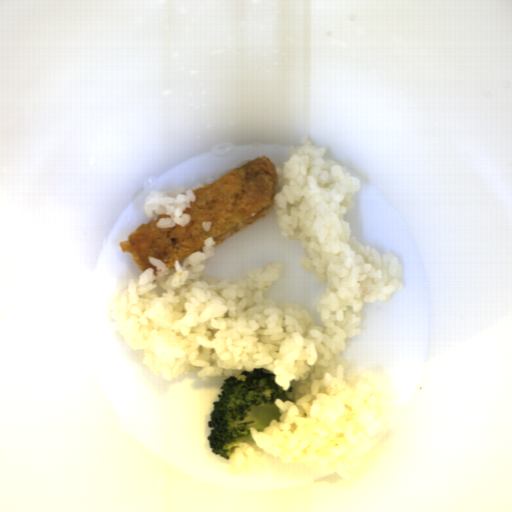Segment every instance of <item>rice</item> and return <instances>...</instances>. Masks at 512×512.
<instances>
[{
  "label": "rice",
  "mask_w": 512,
  "mask_h": 512,
  "mask_svg": "<svg viewBox=\"0 0 512 512\" xmlns=\"http://www.w3.org/2000/svg\"><path fill=\"white\" fill-rule=\"evenodd\" d=\"M311 138L290 147L288 160L275 167L272 200L283 237L300 242L299 264L324 284L316 311L324 326L300 303L267 299L284 265L274 262L231 281L206 275L205 260L216 241L202 251L166 263L152 256V267L134 279L111 303L115 329L159 378L235 376L265 369L273 373L288 400L277 398L279 420L264 431L249 427L255 443L283 463L313 472L353 478L355 466L387 436L390 376L347 373L342 353L362 330L364 304L389 300L403 285L399 261L353 239L350 213L362 185Z\"/></svg>",
  "instance_id": "1"
},
{
  "label": "rice",
  "mask_w": 512,
  "mask_h": 512,
  "mask_svg": "<svg viewBox=\"0 0 512 512\" xmlns=\"http://www.w3.org/2000/svg\"><path fill=\"white\" fill-rule=\"evenodd\" d=\"M203 186L198 183L192 188L179 187L170 192L152 191L145 198L144 213L151 220H156L161 214L170 216L159 219L157 228H174L177 224L185 227L191 217L183 211L190 208L191 202H196L197 196L193 191Z\"/></svg>",
  "instance_id": "2"
},
{
  "label": "rice",
  "mask_w": 512,
  "mask_h": 512,
  "mask_svg": "<svg viewBox=\"0 0 512 512\" xmlns=\"http://www.w3.org/2000/svg\"><path fill=\"white\" fill-rule=\"evenodd\" d=\"M265 465L263 453L255 451L254 447L244 442L232 455L228 472L230 475L250 474L262 470Z\"/></svg>",
  "instance_id": "3"
},
{
  "label": "rice",
  "mask_w": 512,
  "mask_h": 512,
  "mask_svg": "<svg viewBox=\"0 0 512 512\" xmlns=\"http://www.w3.org/2000/svg\"><path fill=\"white\" fill-rule=\"evenodd\" d=\"M212 224H213L212 221H202L201 226H202L203 230L209 231Z\"/></svg>",
  "instance_id": "4"
}]
</instances>
